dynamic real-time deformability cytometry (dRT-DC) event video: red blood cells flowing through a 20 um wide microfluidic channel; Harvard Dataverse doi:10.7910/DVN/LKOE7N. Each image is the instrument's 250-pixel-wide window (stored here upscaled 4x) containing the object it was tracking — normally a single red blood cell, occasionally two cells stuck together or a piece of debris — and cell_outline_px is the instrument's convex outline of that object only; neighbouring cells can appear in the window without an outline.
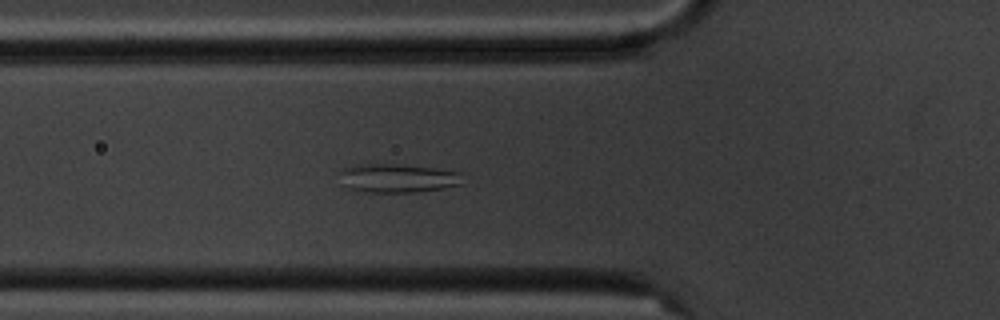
{"species": "common noctule bat (a hibernating species)", "species_latin": "Nyctalus noctula", "temperature_condition": "cold", "stored_images_in_passage": 4, "camera_frame_rate_fps": 3000, "um_per_image_px": 0.085, "animal": {"sex": "male", "body_mass_g": 20.1, "forearm_length_mm": 53.5}, "frame": {"image": 1, "passage_image": 4, "time_ms": 3.333, "image_size_px": [1000, 320], "cell_outline_px": [[460, 184], [444, 188], [412, 192], [364, 192], [348, 188], [340, 184], [336, 172], [340, 168], [360, 164], [392, 164], [432, 168], [460, 172]], "centroid_in_image_um": [33.63, 15.14], "position_along_channel_um": 92.2, "area_um2": 20.69}}